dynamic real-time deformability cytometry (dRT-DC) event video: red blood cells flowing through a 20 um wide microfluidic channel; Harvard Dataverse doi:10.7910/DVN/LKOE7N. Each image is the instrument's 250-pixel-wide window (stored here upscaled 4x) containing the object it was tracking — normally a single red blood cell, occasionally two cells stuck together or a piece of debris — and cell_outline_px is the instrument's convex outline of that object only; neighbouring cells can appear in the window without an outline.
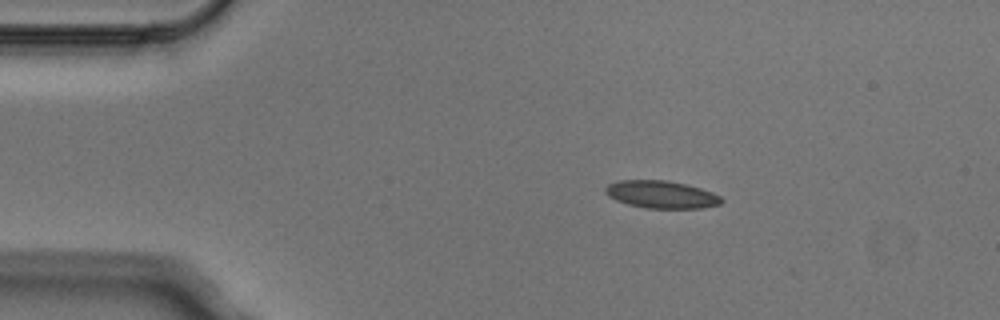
{"species": "Egyptian fruit bat (a non-hibernating species)", "species_latin": "Rousettus aegyptiacus", "temperature_condition": "cold", "stored_images_in_passage": 5, "camera_frame_rate_fps": 3000, "um_per_image_px": 0.085, "animal": {"sex": "male"}, "frame": {"image": 1, "passage_image": 1, "time_ms": 0.0, "image_size_px": [1000, 320], "cell_outline_px": [[724, 200], [720, 204], [704, 208], [644, 208], [628, 204], [616, 200], [608, 196], [604, 192], [604, 188], [608, 184], [620, 180], [668, 180], [688, 184], [712, 192], [720, 196]], "centroid_in_image_um": [56.21, 16.53], "position_along_channel_um": 28.8, "area_um2": 18.79}}
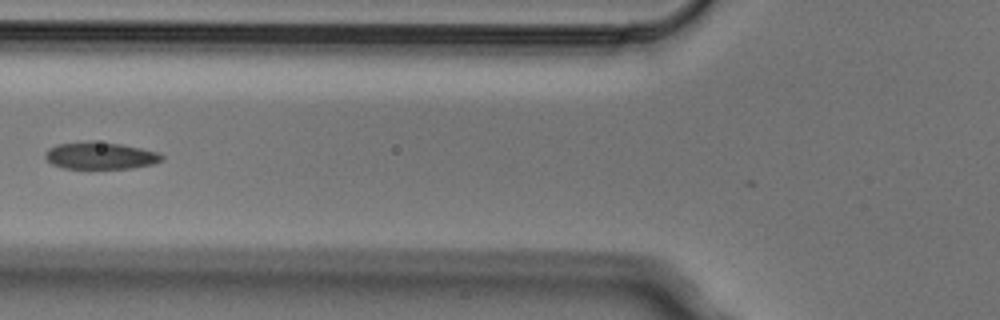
{"frame": {"image": 2, "passage_image": 4, "time_ms": 1.0, "image_size_px": [1000, 320], "cell_outline_px": [[164, 160], [152, 164], [132, 168], [64, 168], [52, 164], [44, 156], [48, 148], [56, 144], [88, 140], [92, 140], [120, 144], [160, 152], [164, 156]], "centroid_in_image_um": [8.53, 13.21], "position_along_channel_um": 117.3, "area_um2": 18.55}}
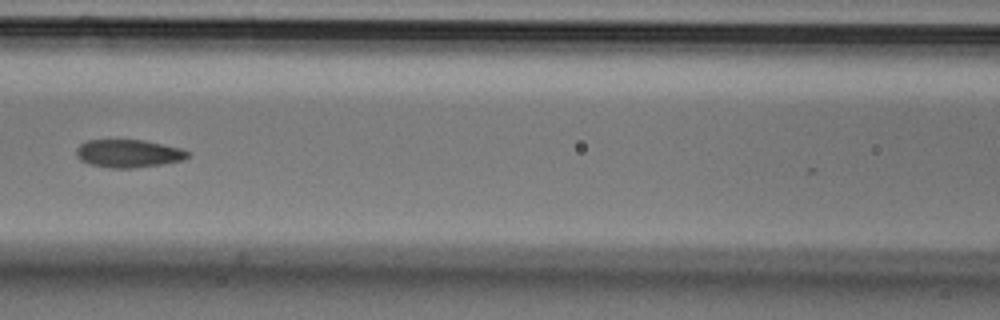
{"frame": {"image": 3, "passage_image": 5, "time_ms": 1.333, "image_size_px": [1000, 320], "cell_outline_px": [[188, 156], [184, 160], [160, 164], [132, 168], [112, 168], [88, 164], [80, 160], [76, 156], [76, 148], [80, 144], [88, 140], [144, 140], [180, 148], [188, 152]], "centroid_in_image_um": [10.87, 13.05], "position_along_channel_um": 155.7, "area_um2": 18.03}}